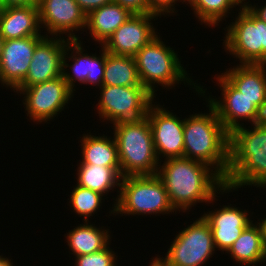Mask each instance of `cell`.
Wrapping results in <instances>:
<instances>
[{"label":"cell","instance_id":"cell-7","mask_svg":"<svg viewBox=\"0 0 266 266\" xmlns=\"http://www.w3.org/2000/svg\"><path fill=\"white\" fill-rule=\"evenodd\" d=\"M97 108L100 118L116 124L141 120L147 116L154 95L144 86L102 85Z\"/></svg>","mask_w":266,"mask_h":266},{"label":"cell","instance_id":"cell-35","mask_svg":"<svg viewBox=\"0 0 266 266\" xmlns=\"http://www.w3.org/2000/svg\"><path fill=\"white\" fill-rule=\"evenodd\" d=\"M244 3L241 5V8H248L257 18L266 23V5L258 8L256 6H250V4L247 5L246 2Z\"/></svg>","mask_w":266,"mask_h":266},{"label":"cell","instance_id":"cell-37","mask_svg":"<svg viewBox=\"0 0 266 266\" xmlns=\"http://www.w3.org/2000/svg\"><path fill=\"white\" fill-rule=\"evenodd\" d=\"M150 266H172L165 258H158L156 257L152 260Z\"/></svg>","mask_w":266,"mask_h":266},{"label":"cell","instance_id":"cell-11","mask_svg":"<svg viewBox=\"0 0 266 266\" xmlns=\"http://www.w3.org/2000/svg\"><path fill=\"white\" fill-rule=\"evenodd\" d=\"M153 14H132L102 45L112 54L132 56L157 36L152 23Z\"/></svg>","mask_w":266,"mask_h":266},{"label":"cell","instance_id":"cell-27","mask_svg":"<svg viewBox=\"0 0 266 266\" xmlns=\"http://www.w3.org/2000/svg\"><path fill=\"white\" fill-rule=\"evenodd\" d=\"M252 130L242 126L230 132L229 151H257L266 147L265 127H254Z\"/></svg>","mask_w":266,"mask_h":266},{"label":"cell","instance_id":"cell-31","mask_svg":"<svg viewBox=\"0 0 266 266\" xmlns=\"http://www.w3.org/2000/svg\"><path fill=\"white\" fill-rule=\"evenodd\" d=\"M132 14H149V0H113Z\"/></svg>","mask_w":266,"mask_h":266},{"label":"cell","instance_id":"cell-5","mask_svg":"<svg viewBox=\"0 0 266 266\" xmlns=\"http://www.w3.org/2000/svg\"><path fill=\"white\" fill-rule=\"evenodd\" d=\"M134 58L141 84L154 96L155 83L163 87H175L174 84L179 81H188L187 83L195 87L196 83L191 84V79L187 78V71L182 67L177 53L166 47L158 35L144 45Z\"/></svg>","mask_w":266,"mask_h":266},{"label":"cell","instance_id":"cell-32","mask_svg":"<svg viewBox=\"0 0 266 266\" xmlns=\"http://www.w3.org/2000/svg\"><path fill=\"white\" fill-rule=\"evenodd\" d=\"M178 0H149V14L161 17V13H175L174 4ZM174 3V4H173ZM174 7V8H173Z\"/></svg>","mask_w":266,"mask_h":266},{"label":"cell","instance_id":"cell-14","mask_svg":"<svg viewBox=\"0 0 266 266\" xmlns=\"http://www.w3.org/2000/svg\"><path fill=\"white\" fill-rule=\"evenodd\" d=\"M68 41L64 37L57 39L56 36H45L36 45L27 76L18 87H30L61 76L63 55Z\"/></svg>","mask_w":266,"mask_h":266},{"label":"cell","instance_id":"cell-26","mask_svg":"<svg viewBox=\"0 0 266 266\" xmlns=\"http://www.w3.org/2000/svg\"><path fill=\"white\" fill-rule=\"evenodd\" d=\"M77 172V185L100 192L103 195L112 190L115 185L117 187L121 185V168L80 164Z\"/></svg>","mask_w":266,"mask_h":266},{"label":"cell","instance_id":"cell-8","mask_svg":"<svg viewBox=\"0 0 266 266\" xmlns=\"http://www.w3.org/2000/svg\"><path fill=\"white\" fill-rule=\"evenodd\" d=\"M215 250L212 230L202 216L176 235L165 259L172 266H201Z\"/></svg>","mask_w":266,"mask_h":266},{"label":"cell","instance_id":"cell-1","mask_svg":"<svg viewBox=\"0 0 266 266\" xmlns=\"http://www.w3.org/2000/svg\"><path fill=\"white\" fill-rule=\"evenodd\" d=\"M163 164L156 175L162 180L176 211L181 209L185 212L199 202H213L217 189L221 192L231 190L225 186L224 179L205 163L177 157L165 159Z\"/></svg>","mask_w":266,"mask_h":266},{"label":"cell","instance_id":"cell-23","mask_svg":"<svg viewBox=\"0 0 266 266\" xmlns=\"http://www.w3.org/2000/svg\"><path fill=\"white\" fill-rule=\"evenodd\" d=\"M107 136L83 135L82 161L80 164L99 165L111 168H120L118 148L115 138Z\"/></svg>","mask_w":266,"mask_h":266},{"label":"cell","instance_id":"cell-40","mask_svg":"<svg viewBox=\"0 0 266 266\" xmlns=\"http://www.w3.org/2000/svg\"><path fill=\"white\" fill-rule=\"evenodd\" d=\"M188 2L189 3V5H191V7L198 1V0H183V2H182V0H181V2L182 3H184V2Z\"/></svg>","mask_w":266,"mask_h":266},{"label":"cell","instance_id":"cell-30","mask_svg":"<svg viewBox=\"0 0 266 266\" xmlns=\"http://www.w3.org/2000/svg\"><path fill=\"white\" fill-rule=\"evenodd\" d=\"M76 257V266H116L115 253L109 246L91 254H84Z\"/></svg>","mask_w":266,"mask_h":266},{"label":"cell","instance_id":"cell-42","mask_svg":"<svg viewBox=\"0 0 266 266\" xmlns=\"http://www.w3.org/2000/svg\"><path fill=\"white\" fill-rule=\"evenodd\" d=\"M236 6L237 5H241L243 2L242 1H246V0H231Z\"/></svg>","mask_w":266,"mask_h":266},{"label":"cell","instance_id":"cell-22","mask_svg":"<svg viewBox=\"0 0 266 266\" xmlns=\"http://www.w3.org/2000/svg\"><path fill=\"white\" fill-rule=\"evenodd\" d=\"M234 261L245 265H257L266 262V252L263 246L262 230L260 225L249 224L234 241L229 250Z\"/></svg>","mask_w":266,"mask_h":266},{"label":"cell","instance_id":"cell-34","mask_svg":"<svg viewBox=\"0 0 266 266\" xmlns=\"http://www.w3.org/2000/svg\"><path fill=\"white\" fill-rule=\"evenodd\" d=\"M251 124L254 127L266 126V100L256 108V113Z\"/></svg>","mask_w":266,"mask_h":266},{"label":"cell","instance_id":"cell-29","mask_svg":"<svg viewBox=\"0 0 266 266\" xmlns=\"http://www.w3.org/2000/svg\"><path fill=\"white\" fill-rule=\"evenodd\" d=\"M102 196L104 195L100 192L76 185L70 195L69 203H71L72 209L78 215L84 216V221L87 222V217L93 216L92 214L101 206Z\"/></svg>","mask_w":266,"mask_h":266},{"label":"cell","instance_id":"cell-28","mask_svg":"<svg viewBox=\"0 0 266 266\" xmlns=\"http://www.w3.org/2000/svg\"><path fill=\"white\" fill-rule=\"evenodd\" d=\"M235 6L231 0H198L192 6V9L201 23L214 26L218 25L223 17H227L226 14L230 11V8Z\"/></svg>","mask_w":266,"mask_h":266},{"label":"cell","instance_id":"cell-24","mask_svg":"<svg viewBox=\"0 0 266 266\" xmlns=\"http://www.w3.org/2000/svg\"><path fill=\"white\" fill-rule=\"evenodd\" d=\"M103 85L143 86L140 81L135 58L109 53L105 50V72Z\"/></svg>","mask_w":266,"mask_h":266},{"label":"cell","instance_id":"cell-6","mask_svg":"<svg viewBox=\"0 0 266 266\" xmlns=\"http://www.w3.org/2000/svg\"><path fill=\"white\" fill-rule=\"evenodd\" d=\"M224 37V45L230 55L241 64H266V23L248 8H242Z\"/></svg>","mask_w":266,"mask_h":266},{"label":"cell","instance_id":"cell-16","mask_svg":"<svg viewBox=\"0 0 266 266\" xmlns=\"http://www.w3.org/2000/svg\"><path fill=\"white\" fill-rule=\"evenodd\" d=\"M217 80L222 90L223 100L208 99L210 104L217 113L223 126L231 132L233 129L240 127V120L254 119L257 106L237 90L223 75H219ZM240 119V120H239ZM239 120V121H238Z\"/></svg>","mask_w":266,"mask_h":266},{"label":"cell","instance_id":"cell-33","mask_svg":"<svg viewBox=\"0 0 266 266\" xmlns=\"http://www.w3.org/2000/svg\"><path fill=\"white\" fill-rule=\"evenodd\" d=\"M80 6L81 10L87 16L91 11L98 9L99 7L104 6L113 0H75Z\"/></svg>","mask_w":266,"mask_h":266},{"label":"cell","instance_id":"cell-4","mask_svg":"<svg viewBox=\"0 0 266 266\" xmlns=\"http://www.w3.org/2000/svg\"><path fill=\"white\" fill-rule=\"evenodd\" d=\"M121 180L120 194L111 213L149 215L176 211L157 175L124 176Z\"/></svg>","mask_w":266,"mask_h":266},{"label":"cell","instance_id":"cell-43","mask_svg":"<svg viewBox=\"0 0 266 266\" xmlns=\"http://www.w3.org/2000/svg\"><path fill=\"white\" fill-rule=\"evenodd\" d=\"M265 143H266V126H265Z\"/></svg>","mask_w":266,"mask_h":266},{"label":"cell","instance_id":"cell-10","mask_svg":"<svg viewBox=\"0 0 266 266\" xmlns=\"http://www.w3.org/2000/svg\"><path fill=\"white\" fill-rule=\"evenodd\" d=\"M147 118L153 137L158 160L162 154L165 159L183 157L184 152V119L180 120L172 112L151 104Z\"/></svg>","mask_w":266,"mask_h":266},{"label":"cell","instance_id":"cell-12","mask_svg":"<svg viewBox=\"0 0 266 266\" xmlns=\"http://www.w3.org/2000/svg\"><path fill=\"white\" fill-rule=\"evenodd\" d=\"M37 5L40 24L52 36L69 33L68 40H78L73 30L86 29V15L75 0H38Z\"/></svg>","mask_w":266,"mask_h":266},{"label":"cell","instance_id":"cell-9","mask_svg":"<svg viewBox=\"0 0 266 266\" xmlns=\"http://www.w3.org/2000/svg\"><path fill=\"white\" fill-rule=\"evenodd\" d=\"M15 92L24 96L27 116L37 122H47L64 109L73 92L63 75L30 87H17Z\"/></svg>","mask_w":266,"mask_h":266},{"label":"cell","instance_id":"cell-20","mask_svg":"<svg viewBox=\"0 0 266 266\" xmlns=\"http://www.w3.org/2000/svg\"><path fill=\"white\" fill-rule=\"evenodd\" d=\"M222 75L257 107L266 100V64H240Z\"/></svg>","mask_w":266,"mask_h":266},{"label":"cell","instance_id":"cell-41","mask_svg":"<svg viewBox=\"0 0 266 266\" xmlns=\"http://www.w3.org/2000/svg\"><path fill=\"white\" fill-rule=\"evenodd\" d=\"M4 39L0 36V59L2 54V47H3Z\"/></svg>","mask_w":266,"mask_h":266},{"label":"cell","instance_id":"cell-15","mask_svg":"<svg viewBox=\"0 0 266 266\" xmlns=\"http://www.w3.org/2000/svg\"><path fill=\"white\" fill-rule=\"evenodd\" d=\"M224 182L233 190L243 185L266 186V147L257 151H229Z\"/></svg>","mask_w":266,"mask_h":266},{"label":"cell","instance_id":"cell-2","mask_svg":"<svg viewBox=\"0 0 266 266\" xmlns=\"http://www.w3.org/2000/svg\"><path fill=\"white\" fill-rule=\"evenodd\" d=\"M209 114H192L184 119L183 157L214 168L223 179L229 165L230 132L223 126L216 110L209 104Z\"/></svg>","mask_w":266,"mask_h":266},{"label":"cell","instance_id":"cell-13","mask_svg":"<svg viewBox=\"0 0 266 266\" xmlns=\"http://www.w3.org/2000/svg\"><path fill=\"white\" fill-rule=\"evenodd\" d=\"M44 37L45 35L4 40L0 59V83L15 91L27 76L35 47Z\"/></svg>","mask_w":266,"mask_h":266},{"label":"cell","instance_id":"cell-36","mask_svg":"<svg viewBox=\"0 0 266 266\" xmlns=\"http://www.w3.org/2000/svg\"><path fill=\"white\" fill-rule=\"evenodd\" d=\"M36 0H2V8L35 5Z\"/></svg>","mask_w":266,"mask_h":266},{"label":"cell","instance_id":"cell-18","mask_svg":"<svg viewBox=\"0 0 266 266\" xmlns=\"http://www.w3.org/2000/svg\"><path fill=\"white\" fill-rule=\"evenodd\" d=\"M247 212L237 207L223 206L220 210L203 214L212 230L215 248L228 251L244 229L253 221L247 217Z\"/></svg>","mask_w":266,"mask_h":266},{"label":"cell","instance_id":"cell-3","mask_svg":"<svg viewBox=\"0 0 266 266\" xmlns=\"http://www.w3.org/2000/svg\"><path fill=\"white\" fill-rule=\"evenodd\" d=\"M113 125L122 177L156 175L160 160L156 156L147 116Z\"/></svg>","mask_w":266,"mask_h":266},{"label":"cell","instance_id":"cell-25","mask_svg":"<svg viewBox=\"0 0 266 266\" xmlns=\"http://www.w3.org/2000/svg\"><path fill=\"white\" fill-rule=\"evenodd\" d=\"M97 228L92 224L75 227L67 233V243L75 256L91 254L106 248L109 243L110 234L108 230Z\"/></svg>","mask_w":266,"mask_h":266},{"label":"cell","instance_id":"cell-38","mask_svg":"<svg viewBox=\"0 0 266 266\" xmlns=\"http://www.w3.org/2000/svg\"><path fill=\"white\" fill-rule=\"evenodd\" d=\"M261 221L259 223L257 222V224L260 225L261 230H262L263 246H264V250L266 252V218L263 220L261 219Z\"/></svg>","mask_w":266,"mask_h":266},{"label":"cell","instance_id":"cell-19","mask_svg":"<svg viewBox=\"0 0 266 266\" xmlns=\"http://www.w3.org/2000/svg\"><path fill=\"white\" fill-rule=\"evenodd\" d=\"M40 28L37 3L0 9V36L4 40L42 36Z\"/></svg>","mask_w":266,"mask_h":266},{"label":"cell","instance_id":"cell-39","mask_svg":"<svg viewBox=\"0 0 266 266\" xmlns=\"http://www.w3.org/2000/svg\"><path fill=\"white\" fill-rule=\"evenodd\" d=\"M0 266H13V263H11V260L9 261L8 258L0 256Z\"/></svg>","mask_w":266,"mask_h":266},{"label":"cell","instance_id":"cell-21","mask_svg":"<svg viewBox=\"0 0 266 266\" xmlns=\"http://www.w3.org/2000/svg\"><path fill=\"white\" fill-rule=\"evenodd\" d=\"M132 13L115 2L105 4L86 16V26L93 39L103 44Z\"/></svg>","mask_w":266,"mask_h":266},{"label":"cell","instance_id":"cell-17","mask_svg":"<svg viewBox=\"0 0 266 266\" xmlns=\"http://www.w3.org/2000/svg\"><path fill=\"white\" fill-rule=\"evenodd\" d=\"M81 41L78 40H69L66 44V49L63 55V78L67 82L68 87L73 91H75L74 86L76 80L83 84H92L98 87L103 85V78L105 72V49L102 48L101 56L96 57L94 54L88 55L87 53L83 54V48L81 46ZM69 49L75 51V55L72 52V56H70L74 63L70 66L66 63L67 58H70L66 55ZM78 54V55H77ZM74 56V57H73ZM78 56V57H77ZM67 57V58H66ZM66 67H71L73 71L72 75L68 74L66 71ZM74 76V77H73ZM75 81V82H74Z\"/></svg>","mask_w":266,"mask_h":266}]
</instances>
